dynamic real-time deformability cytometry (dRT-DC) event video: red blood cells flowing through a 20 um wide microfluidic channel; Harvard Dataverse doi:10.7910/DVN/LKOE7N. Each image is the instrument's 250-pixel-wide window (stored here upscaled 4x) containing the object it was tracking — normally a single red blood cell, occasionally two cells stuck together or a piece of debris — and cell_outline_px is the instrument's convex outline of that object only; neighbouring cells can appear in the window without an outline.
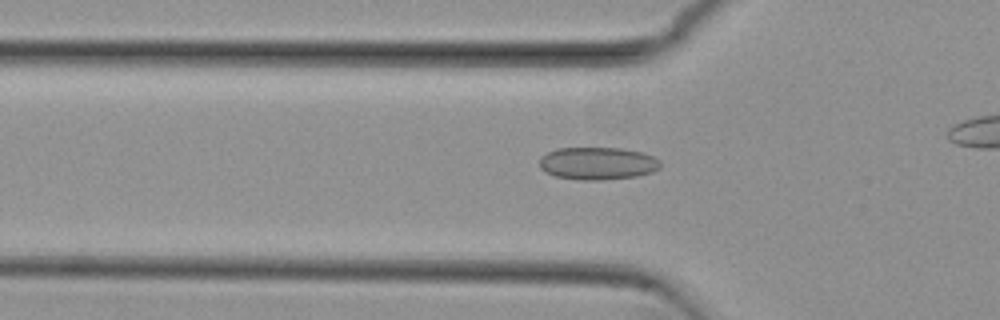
{"species": "common noctule bat (a hibernating species)", "species_latin": "Nyctalus noctula", "temperature_condition": "cold", "stored_images_in_passage": 43, "camera_frame_rate_fps": 3000, "um_per_image_px": 0.085, "animal": {"sex": "female", "body_mass_g": 29.2, "forearm_length_mm": 56.3}, "frame": {"image": 1, "passage_image": 17, "time_ms": 5.333, "image_size_px": [1000, 320], "cell_outline_px": [[660, 168], [652, 172], [636, 176], [600, 180], [580, 180], [556, 176], [544, 172], [540, 168], [540, 156], [556, 148], [624, 148], [644, 152], [660, 160]], "centroid_in_image_um": [50.8, 13.88], "position_along_channel_um": 75.0, "area_um2": 23.12}}
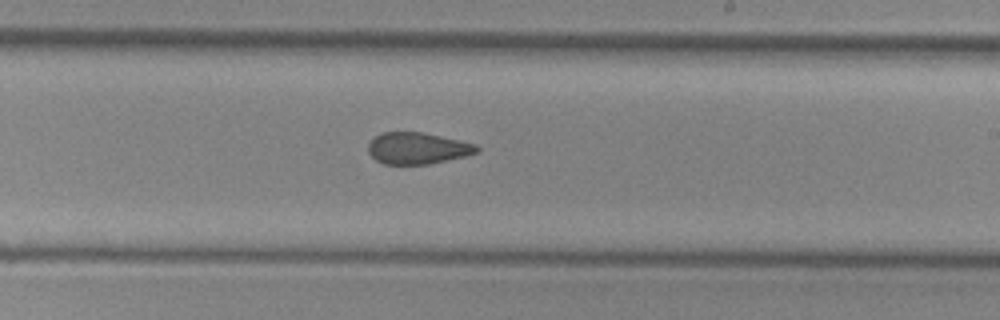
{"frame": {"image": 2, "passage_image": 31, "time_ms": 10.0, "image_size_px": [1000, 320], "cell_outline_px": [[480, 148], [476, 152], [464, 156], [428, 164], [384, 164], [376, 160], [368, 152], [368, 144], [380, 132], [424, 132], [460, 140], [476, 144]], "centroid_in_image_um": [35.47, 12.59], "position_along_channel_um": 253.5, "area_um2": 19.88}}
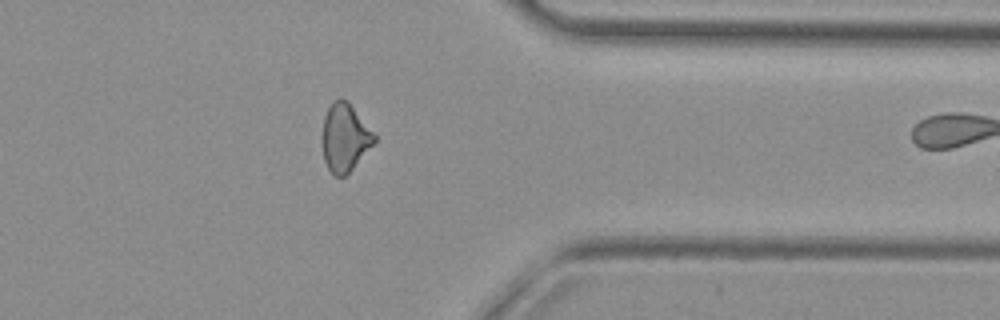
{"frame": {"image": 3, "passage_image": 42, "time_ms": 13.667, "image_size_px": [1000, 320], "cell_outline_px": [[376, 140], [352, 168], [344, 176], [336, 176], [328, 168], [324, 160], [320, 140], [324, 116], [332, 100], [348, 100], [376, 136]], "centroid_in_image_um": [29.26, 11.67], "position_along_channel_um": 382.1, "area_um2": 20.46}}